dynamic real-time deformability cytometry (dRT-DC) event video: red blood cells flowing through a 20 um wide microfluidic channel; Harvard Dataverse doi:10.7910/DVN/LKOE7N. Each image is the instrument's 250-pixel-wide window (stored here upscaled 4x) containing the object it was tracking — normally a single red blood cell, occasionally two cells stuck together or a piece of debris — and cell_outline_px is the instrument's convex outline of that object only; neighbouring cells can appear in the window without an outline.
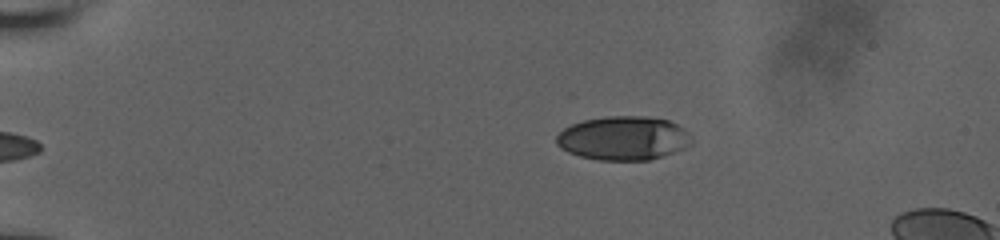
{"species": "human", "species_latin": "Homo sapiens", "temperature_condition": "room temperature", "stored_images_in_passage": 60, "camera_frame_rate_fps": 3000, "um_per_image_px": 0.085, "donor": {"sex": "male"}, "frame": {"image": 1, "passage_image": 1, "time_ms": 0.0, "image_size_px": [1000, 240], "cell_outline_px": [[692, 144], [684, 148], [648, 160], [600, 160], [580, 156], [568, 152], [560, 148], [556, 144], [556, 136], [564, 128], [572, 124], [584, 120], [608, 116], [644, 116], [668, 120], [676, 124], [684, 132]], "centroid_in_image_um": [52.91, 11.75], "position_along_channel_um": 32.1, "area_um2": 34.04}}
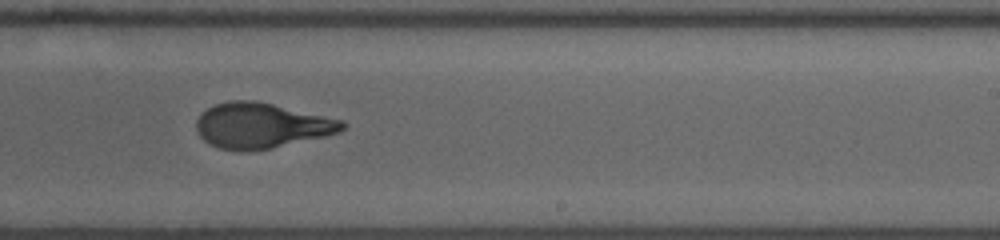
{"frame": {"image": 2, "passage_image": 34, "time_ms": 8.333, "image_size_px": [1000, 240], "cell_outline_px": [[348, 124], [340, 132], [324, 136], [268, 148], [244, 152], [220, 148], [204, 140], [196, 132], [196, 120], [208, 108], [216, 104], [228, 100], [256, 100], [344, 120]], "centroid_in_image_um": [22.22, 10.66], "position_along_channel_um": 266.8, "area_um2": 38.32}}
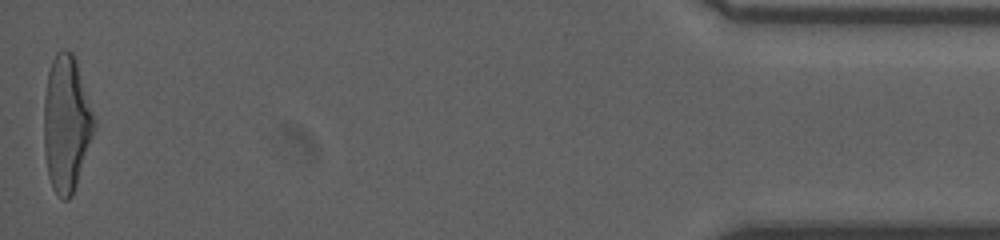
{"frame": {"image": 3, "passage_image": 59, "time_ms": 14.667, "image_size_px": [1000, 240], "cell_outline_px": [[96, 128], [72, 196], [68, 200], [64, 200], [52, 188], [48, 176], [44, 152], [36, 100], [52, 60], [56, 52], [72, 52], [76, 60], [96, 120]], "centroid_in_image_um": [5.53, 10.45], "position_along_channel_um": 429.7, "area_um2": 42.19}, "authors_computed_cell_mechanics": {"area_um2": 38.0035, "velocity_mm_per_s": 3.8609, "shape_relaxation_time_tau1_ms": 9.2287, "shape_relaxation_time_tau2_ms": 0.9761, "deformation_change_tau1": 0.292, "deformation_change_tau2": 0.0816}}